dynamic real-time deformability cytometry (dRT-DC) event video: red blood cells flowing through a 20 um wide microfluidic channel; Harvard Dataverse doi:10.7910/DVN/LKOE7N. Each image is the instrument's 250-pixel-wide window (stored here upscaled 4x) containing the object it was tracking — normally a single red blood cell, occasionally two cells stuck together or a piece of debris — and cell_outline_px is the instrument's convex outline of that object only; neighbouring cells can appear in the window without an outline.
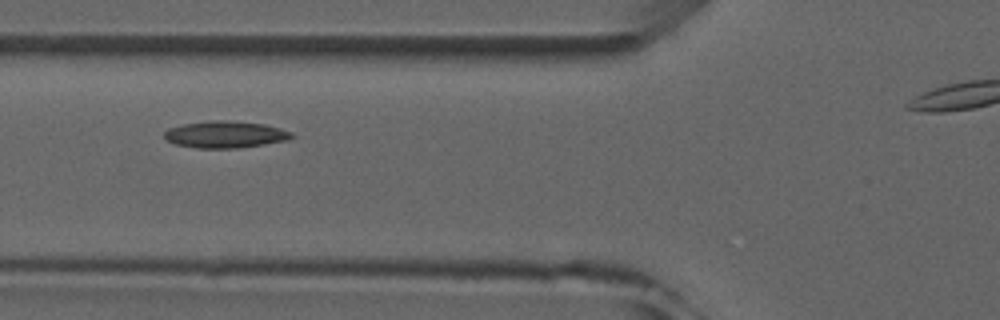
{"species": "common noctule bat (a hibernating species)", "species_latin": "Nyctalus noctula", "temperature_condition": "room temperature", "stored_images_in_passage": 4, "camera_frame_rate_fps": 3000, "um_per_image_px": 0.085, "animal": {"sex": "male", "forearm_length_mm": 52.5}, "frame": {"image": 1, "passage_image": 2, "time_ms": 1.0, "image_size_px": [1000, 320], "cell_outline_px": [[296, 136], [288, 140], [264, 144], [236, 148], [196, 148], [176, 144], [168, 140], [164, 136], [164, 132], [168, 128], [180, 124], [212, 120], [224, 120], [264, 124], [280, 128], [292, 132]], "centroid_in_image_um": [19.15, 11.42], "position_along_channel_um": 106.6, "area_um2": 19.94}}
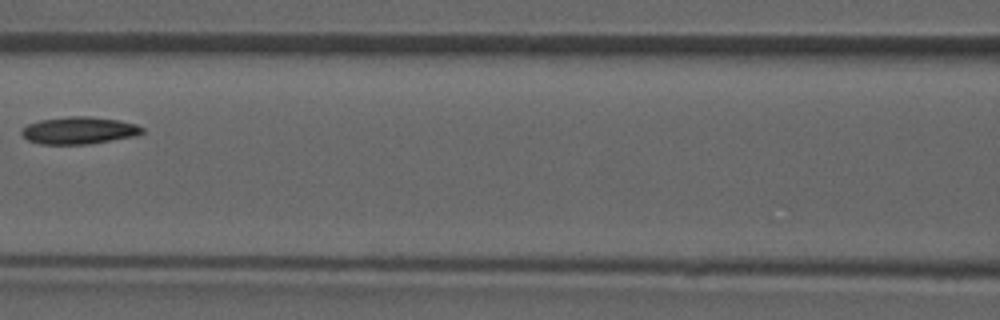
{"frame": {"image": 2, "passage_image": 3, "time_ms": 2.333, "image_size_px": [1000, 320], "cell_outline_px": [[144, 132], [136, 136], [88, 144], [40, 144], [28, 140], [20, 132], [28, 124], [40, 120], [68, 116], [88, 116], [120, 120], [136, 124], [144, 128]], "centroid_in_image_um": [6.75, 11.08], "position_along_channel_um": 159.9, "area_um2": 19.13}}